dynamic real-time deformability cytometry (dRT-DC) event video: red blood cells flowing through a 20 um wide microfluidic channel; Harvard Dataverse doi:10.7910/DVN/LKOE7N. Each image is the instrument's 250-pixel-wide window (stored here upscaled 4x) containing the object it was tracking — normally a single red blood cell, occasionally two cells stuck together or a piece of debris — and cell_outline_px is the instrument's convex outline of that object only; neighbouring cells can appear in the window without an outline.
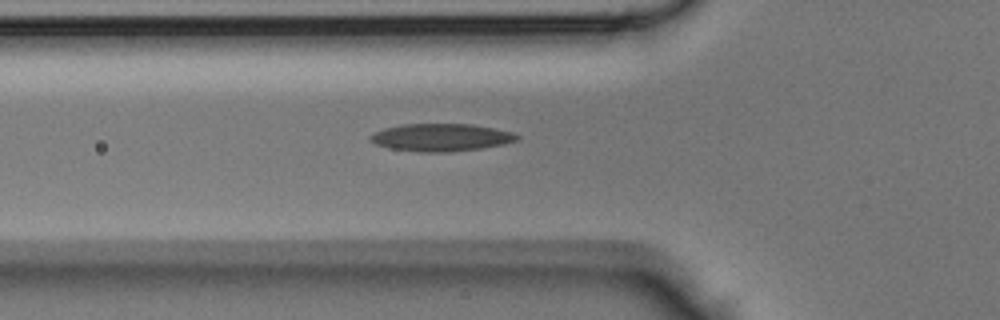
{"species": "Egyptian fruit bat (a non-hibernating species)", "species_latin": "Rousettus aegyptiacus", "temperature_condition": "room temperature", "stored_images_in_passage": 26, "camera_frame_rate_fps": 3000, "um_per_image_px": 0.085, "animal": {"sex": "male"}, "frame": {"image": 1, "passage_image": 2, "time_ms": 0.333, "image_size_px": [1000, 320], "cell_outline_px": [[520, 140], [504, 144], [480, 148], [444, 152], [420, 152], [388, 148], [376, 144], [368, 136], [372, 132], [384, 128], [404, 124], [472, 124], [512, 132], [520, 136]], "centroid_in_image_um": [37.48, 11.68], "position_along_channel_um": 88.3, "area_um2": 23.52}}
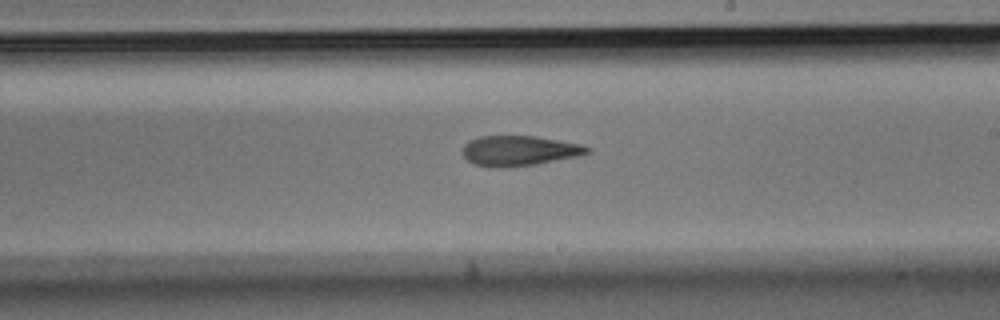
{"frame": {"image": 2, "passage_image": 12, "time_ms": 3.667, "image_size_px": [1000, 320], "cell_outline_px": [[592, 152], [580, 156], [536, 164], [500, 168], [496, 168], [472, 164], [464, 156], [464, 144], [468, 140], [480, 136], [536, 136], [580, 144], [592, 148]], "centroid_in_image_um": [44.16, 12.81], "position_along_channel_um": 244.8, "area_um2": 22.02}}
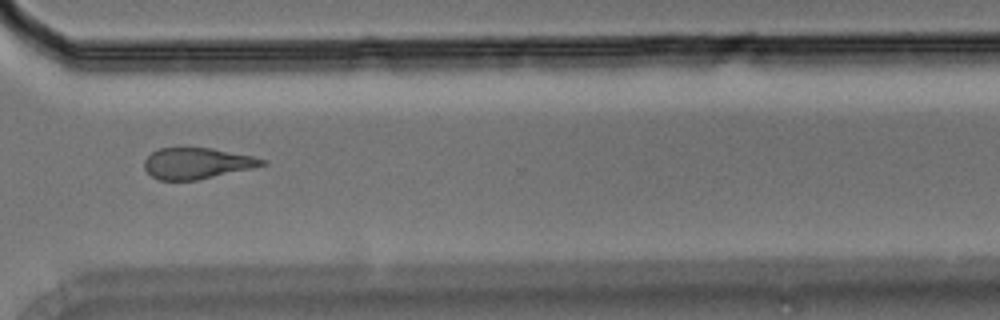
{"frame": {"image": 3, "passage_image": 19, "time_ms": 6.0, "image_size_px": [1000, 320], "cell_outline_px": [[268, 164], [252, 168], [196, 180], [160, 180], [152, 176], [144, 168], [144, 160], [152, 152], [160, 148], [212, 148], [252, 156], [268, 160]], "centroid_in_image_um": [16.75, 13.88], "position_along_channel_um": 353.8, "area_um2": 21.15}}